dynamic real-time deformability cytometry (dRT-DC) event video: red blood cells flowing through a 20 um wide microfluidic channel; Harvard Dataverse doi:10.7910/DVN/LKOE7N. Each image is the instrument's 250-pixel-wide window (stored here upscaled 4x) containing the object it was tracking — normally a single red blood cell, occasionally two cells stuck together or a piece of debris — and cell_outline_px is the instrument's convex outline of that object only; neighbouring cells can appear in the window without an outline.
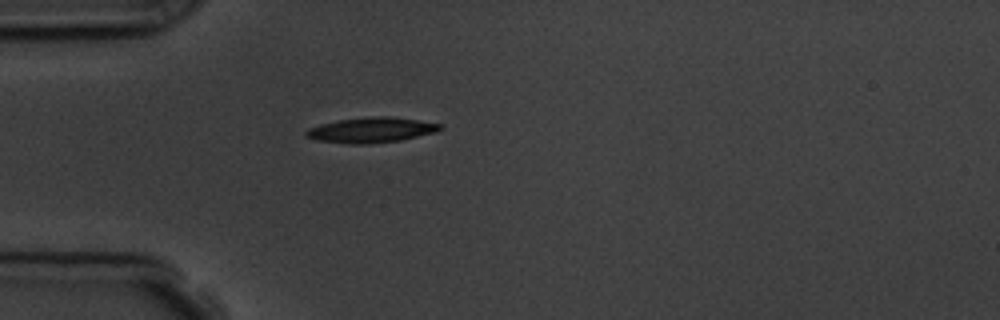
{"species": "common noctule bat (a hibernating species)", "species_latin": "Nyctalus noctula", "temperature_condition": "room temperature", "stored_images_in_passage": 2, "camera_frame_rate_fps": 3000, "um_per_image_px": 0.085, "animal": {"sex": "male", "body_mass_g": 19.5, "forearm_length_mm": 54.6}, "frame": {"image": 1, "passage_image": 2, "time_ms": 2.0, "image_size_px": [1000, 320], "cell_outline_px": [[444, 128], [436, 132], [400, 140], [368, 144], [352, 144], [312, 140], [304, 136], [304, 132], [308, 128], [320, 124], [340, 120], [372, 116], [392, 116], [440, 124]], "centroid_in_image_um": [31.5, 11.06], "position_along_channel_um": 53.5, "area_um2": 19.77}}